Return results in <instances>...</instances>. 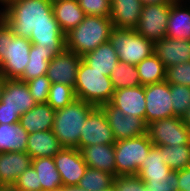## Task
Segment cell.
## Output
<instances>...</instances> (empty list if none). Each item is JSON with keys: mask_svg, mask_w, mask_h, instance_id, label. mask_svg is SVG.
Masks as SVG:
<instances>
[{"mask_svg": "<svg viewBox=\"0 0 190 191\" xmlns=\"http://www.w3.org/2000/svg\"><path fill=\"white\" fill-rule=\"evenodd\" d=\"M13 191H42L36 170L30 166L15 181Z\"/></svg>", "mask_w": 190, "mask_h": 191, "instance_id": "37", "label": "cell"}, {"mask_svg": "<svg viewBox=\"0 0 190 191\" xmlns=\"http://www.w3.org/2000/svg\"><path fill=\"white\" fill-rule=\"evenodd\" d=\"M82 60L81 56L65 48L49 62L46 76L52 84H64L74 88Z\"/></svg>", "mask_w": 190, "mask_h": 191, "instance_id": "13", "label": "cell"}, {"mask_svg": "<svg viewBox=\"0 0 190 191\" xmlns=\"http://www.w3.org/2000/svg\"><path fill=\"white\" fill-rule=\"evenodd\" d=\"M4 188V186L0 183V191Z\"/></svg>", "mask_w": 190, "mask_h": 191, "instance_id": "53", "label": "cell"}, {"mask_svg": "<svg viewBox=\"0 0 190 191\" xmlns=\"http://www.w3.org/2000/svg\"><path fill=\"white\" fill-rule=\"evenodd\" d=\"M76 98L74 88L64 84H51L47 103L58 110L72 103Z\"/></svg>", "mask_w": 190, "mask_h": 191, "instance_id": "34", "label": "cell"}, {"mask_svg": "<svg viewBox=\"0 0 190 191\" xmlns=\"http://www.w3.org/2000/svg\"><path fill=\"white\" fill-rule=\"evenodd\" d=\"M165 3H169V4H183L184 2H188L185 0H164Z\"/></svg>", "mask_w": 190, "mask_h": 191, "instance_id": "48", "label": "cell"}, {"mask_svg": "<svg viewBox=\"0 0 190 191\" xmlns=\"http://www.w3.org/2000/svg\"><path fill=\"white\" fill-rule=\"evenodd\" d=\"M6 78L0 74V101L5 87Z\"/></svg>", "mask_w": 190, "mask_h": 191, "instance_id": "46", "label": "cell"}, {"mask_svg": "<svg viewBox=\"0 0 190 191\" xmlns=\"http://www.w3.org/2000/svg\"><path fill=\"white\" fill-rule=\"evenodd\" d=\"M111 103L125 115H133L145 121L146 101L144 86L122 88L114 91Z\"/></svg>", "mask_w": 190, "mask_h": 191, "instance_id": "17", "label": "cell"}, {"mask_svg": "<svg viewBox=\"0 0 190 191\" xmlns=\"http://www.w3.org/2000/svg\"><path fill=\"white\" fill-rule=\"evenodd\" d=\"M106 114L113 136L117 141L142 136L147 133V124L142 118L125 115L111 102L100 106Z\"/></svg>", "mask_w": 190, "mask_h": 191, "instance_id": "11", "label": "cell"}, {"mask_svg": "<svg viewBox=\"0 0 190 191\" xmlns=\"http://www.w3.org/2000/svg\"><path fill=\"white\" fill-rule=\"evenodd\" d=\"M29 38L15 36L0 20V74L6 79H20L29 63Z\"/></svg>", "mask_w": 190, "mask_h": 191, "instance_id": "3", "label": "cell"}, {"mask_svg": "<svg viewBox=\"0 0 190 191\" xmlns=\"http://www.w3.org/2000/svg\"><path fill=\"white\" fill-rule=\"evenodd\" d=\"M114 178L111 173L87 167L78 186L88 191H103L113 187Z\"/></svg>", "mask_w": 190, "mask_h": 191, "instance_id": "33", "label": "cell"}, {"mask_svg": "<svg viewBox=\"0 0 190 191\" xmlns=\"http://www.w3.org/2000/svg\"><path fill=\"white\" fill-rule=\"evenodd\" d=\"M146 111L145 123L147 126L154 121L174 117L170 84L162 82L144 86Z\"/></svg>", "mask_w": 190, "mask_h": 191, "instance_id": "9", "label": "cell"}, {"mask_svg": "<svg viewBox=\"0 0 190 191\" xmlns=\"http://www.w3.org/2000/svg\"><path fill=\"white\" fill-rule=\"evenodd\" d=\"M113 131L109 126L105 112L95 107L88 115L79 139V150L82 147L96 144H115Z\"/></svg>", "mask_w": 190, "mask_h": 191, "instance_id": "12", "label": "cell"}, {"mask_svg": "<svg viewBox=\"0 0 190 191\" xmlns=\"http://www.w3.org/2000/svg\"><path fill=\"white\" fill-rule=\"evenodd\" d=\"M178 191H190V167L178 171Z\"/></svg>", "mask_w": 190, "mask_h": 191, "instance_id": "43", "label": "cell"}, {"mask_svg": "<svg viewBox=\"0 0 190 191\" xmlns=\"http://www.w3.org/2000/svg\"><path fill=\"white\" fill-rule=\"evenodd\" d=\"M52 10L64 34L76 28L86 16L78 0H52Z\"/></svg>", "mask_w": 190, "mask_h": 191, "instance_id": "22", "label": "cell"}, {"mask_svg": "<svg viewBox=\"0 0 190 191\" xmlns=\"http://www.w3.org/2000/svg\"><path fill=\"white\" fill-rule=\"evenodd\" d=\"M1 191H10V188H3Z\"/></svg>", "mask_w": 190, "mask_h": 191, "instance_id": "51", "label": "cell"}, {"mask_svg": "<svg viewBox=\"0 0 190 191\" xmlns=\"http://www.w3.org/2000/svg\"><path fill=\"white\" fill-rule=\"evenodd\" d=\"M182 120L190 128V105L188 110L183 115Z\"/></svg>", "mask_w": 190, "mask_h": 191, "instance_id": "45", "label": "cell"}, {"mask_svg": "<svg viewBox=\"0 0 190 191\" xmlns=\"http://www.w3.org/2000/svg\"><path fill=\"white\" fill-rule=\"evenodd\" d=\"M147 191H178V171L171 170L167 178L141 179Z\"/></svg>", "mask_w": 190, "mask_h": 191, "instance_id": "39", "label": "cell"}, {"mask_svg": "<svg viewBox=\"0 0 190 191\" xmlns=\"http://www.w3.org/2000/svg\"><path fill=\"white\" fill-rule=\"evenodd\" d=\"M31 166L38 174L42 191H55L63 186L53 157H39L32 159Z\"/></svg>", "mask_w": 190, "mask_h": 191, "instance_id": "27", "label": "cell"}, {"mask_svg": "<svg viewBox=\"0 0 190 191\" xmlns=\"http://www.w3.org/2000/svg\"><path fill=\"white\" fill-rule=\"evenodd\" d=\"M1 5L6 7L8 5V0H0Z\"/></svg>", "mask_w": 190, "mask_h": 191, "instance_id": "49", "label": "cell"}, {"mask_svg": "<svg viewBox=\"0 0 190 191\" xmlns=\"http://www.w3.org/2000/svg\"><path fill=\"white\" fill-rule=\"evenodd\" d=\"M114 91L109 76L92 69L83 60L81 61L74 86L77 99L100 107L111 102Z\"/></svg>", "mask_w": 190, "mask_h": 191, "instance_id": "5", "label": "cell"}, {"mask_svg": "<svg viewBox=\"0 0 190 191\" xmlns=\"http://www.w3.org/2000/svg\"><path fill=\"white\" fill-rule=\"evenodd\" d=\"M170 6L169 3L143 5L135 31L153 42L166 37Z\"/></svg>", "mask_w": 190, "mask_h": 191, "instance_id": "10", "label": "cell"}, {"mask_svg": "<svg viewBox=\"0 0 190 191\" xmlns=\"http://www.w3.org/2000/svg\"><path fill=\"white\" fill-rule=\"evenodd\" d=\"M112 28L109 17L86 15L76 28L65 34V47L82 57L108 42Z\"/></svg>", "mask_w": 190, "mask_h": 191, "instance_id": "2", "label": "cell"}, {"mask_svg": "<svg viewBox=\"0 0 190 191\" xmlns=\"http://www.w3.org/2000/svg\"><path fill=\"white\" fill-rule=\"evenodd\" d=\"M82 59L89 67L109 77L119 63L117 52L109 41L86 53Z\"/></svg>", "mask_w": 190, "mask_h": 191, "instance_id": "25", "label": "cell"}, {"mask_svg": "<svg viewBox=\"0 0 190 191\" xmlns=\"http://www.w3.org/2000/svg\"><path fill=\"white\" fill-rule=\"evenodd\" d=\"M165 80L169 84L190 87V61L166 68Z\"/></svg>", "mask_w": 190, "mask_h": 191, "instance_id": "38", "label": "cell"}, {"mask_svg": "<svg viewBox=\"0 0 190 191\" xmlns=\"http://www.w3.org/2000/svg\"><path fill=\"white\" fill-rule=\"evenodd\" d=\"M154 54L165 69L190 61V40L164 37L154 42Z\"/></svg>", "mask_w": 190, "mask_h": 191, "instance_id": "16", "label": "cell"}, {"mask_svg": "<svg viewBox=\"0 0 190 191\" xmlns=\"http://www.w3.org/2000/svg\"><path fill=\"white\" fill-rule=\"evenodd\" d=\"M28 135L19 123L0 124V153L26 152Z\"/></svg>", "mask_w": 190, "mask_h": 191, "instance_id": "26", "label": "cell"}, {"mask_svg": "<svg viewBox=\"0 0 190 191\" xmlns=\"http://www.w3.org/2000/svg\"><path fill=\"white\" fill-rule=\"evenodd\" d=\"M103 191H114L113 187L112 188H108L106 190H103Z\"/></svg>", "mask_w": 190, "mask_h": 191, "instance_id": "50", "label": "cell"}, {"mask_svg": "<svg viewBox=\"0 0 190 191\" xmlns=\"http://www.w3.org/2000/svg\"><path fill=\"white\" fill-rule=\"evenodd\" d=\"M110 79L114 90L137 87L140 84L139 73L135 65L119 61L113 70Z\"/></svg>", "mask_w": 190, "mask_h": 191, "instance_id": "32", "label": "cell"}, {"mask_svg": "<svg viewBox=\"0 0 190 191\" xmlns=\"http://www.w3.org/2000/svg\"><path fill=\"white\" fill-rule=\"evenodd\" d=\"M14 1H18V0H8V4Z\"/></svg>", "mask_w": 190, "mask_h": 191, "instance_id": "52", "label": "cell"}, {"mask_svg": "<svg viewBox=\"0 0 190 191\" xmlns=\"http://www.w3.org/2000/svg\"><path fill=\"white\" fill-rule=\"evenodd\" d=\"M85 15L110 17L111 0H78Z\"/></svg>", "mask_w": 190, "mask_h": 191, "instance_id": "40", "label": "cell"}, {"mask_svg": "<svg viewBox=\"0 0 190 191\" xmlns=\"http://www.w3.org/2000/svg\"><path fill=\"white\" fill-rule=\"evenodd\" d=\"M141 3L143 5H147V4H162L165 2H164V0H141Z\"/></svg>", "mask_w": 190, "mask_h": 191, "instance_id": "47", "label": "cell"}, {"mask_svg": "<svg viewBox=\"0 0 190 191\" xmlns=\"http://www.w3.org/2000/svg\"><path fill=\"white\" fill-rule=\"evenodd\" d=\"M34 101L38 103H47L51 82L46 75L36 77L26 81Z\"/></svg>", "mask_w": 190, "mask_h": 191, "instance_id": "36", "label": "cell"}, {"mask_svg": "<svg viewBox=\"0 0 190 191\" xmlns=\"http://www.w3.org/2000/svg\"><path fill=\"white\" fill-rule=\"evenodd\" d=\"M54 110L48 103H38L20 116L19 124L28 134L53 129Z\"/></svg>", "mask_w": 190, "mask_h": 191, "instance_id": "21", "label": "cell"}, {"mask_svg": "<svg viewBox=\"0 0 190 191\" xmlns=\"http://www.w3.org/2000/svg\"><path fill=\"white\" fill-rule=\"evenodd\" d=\"M61 191H88L78 185L75 186H62Z\"/></svg>", "mask_w": 190, "mask_h": 191, "instance_id": "44", "label": "cell"}, {"mask_svg": "<svg viewBox=\"0 0 190 191\" xmlns=\"http://www.w3.org/2000/svg\"><path fill=\"white\" fill-rule=\"evenodd\" d=\"M20 115L9 108H2V102L0 101V124H12L19 123Z\"/></svg>", "mask_w": 190, "mask_h": 191, "instance_id": "42", "label": "cell"}, {"mask_svg": "<svg viewBox=\"0 0 190 191\" xmlns=\"http://www.w3.org/2000/svg\"><path fill=\"white\" fill-rule=\"evenodd\" d=\"M142 86L165 80L166 69L161 60L153 53L136 65Z\"/></svg>", "mask_w": 190, "mask_h": 191, "instance_id": "30", "label": "cell"}, {"mask_svg": "<svg viewBox=\"0 0 190 191\" xmlns=\"http://www.w3.org/2000/svg\"><path fill=\"white\" fill-rule=\"evenodd\" d=\"M1 102L2 108L14 110L20 116L37 104L26 82L20 79H6Z\"/></svg>", "mask_w": 190, "mask_h": 191, "instance_id": "15", "label": "cell"}, {"mask_svg": "<svg viewBox=\"0 0 190 191\" xmlns=\"http://www.w3.org/2000/svg\"><path fill=\"white\" fill-rule=\"evenodd\" d=\"M63 186H75L83 177L87 165L76 148H63L53 156Z\"/></svg>", "mask_w": 190, "mask_h": 191, "instance_id": "14", "label": "cell"}, {"mask_svg": "<svg viewBox=\"0 0 190 191\" xmlns=\"http://www.w3.org/2000/svg\"><path fill=\"white\" fill-rule=\"evenodd\" d=\"M114 191H147L145 182L137 175H119L113 181Z\"/></svg>", "mask_w": 190, "mask_h": 191, "instance_id": "41", "label": "cell"}, {"mask_svg": "<svg viewBox=\"0 0 190 191\" xmlns=\"http://www.w3.org/2000/svg\"><path fill=\"white\" fill-rule=\"evenodd\" d=\"M166 37L190 40V5L188 3L171 4Z\"/></svg>", "mask_w": 190, "mask_h": 191, "instance_id": "24", "label": "cell"}, {"mask_svg": "<svg viewBox=\"0 0 190 191\" xmlns=\"http://www.w3.org/2000/svg\"><path fill=\"white\" fill-rule=\"evenodd\" d=\"M96 106L80 99L55 112L53 133L64 148L79 149L80 133L89 113Z\"/></svg>", "mask_w": 190, "mask_h": 191, "instance_id": "4", "label": "cell"}, {"mask_svg": "<svg viewBox=\"0 0 190 191\" xmlns=\"http://www.w3.org/2000/svg\"><path fill=\"white\" fill-rule=\"evenodd\" d=\"M162 151L164 163L173 171L190 166V144L177 146H158Z\"/></svg>", "mask_w": 190, "mask_h": 191, "instance_id": "31", "label": "cell"}, {"mask_svg": "<svg viewBox=\"0 0 190 191\" xmlns=\"http://www.w3.org/2000/svg\"><path fill=\"white\" fill-rule=\"evenodd\" d=\"M109 43L117 52L119 61L137 65L154 53V42L138 34L135 29L113 27Z\"/></svg>", "mask_w": 190, "mask_h": 191, "instance_id": "6", "label": "cell"}, {"mask_svg": "<svg viewBox=\"0 0 190 191\" xmlns=\"http://www.w3.org/2000/svg\"><path fill=\"white\" fill-rule=\"evenodd\" d=\"M62 51H43L37 44H32L29 54V63L20 80L26 82L30 79L44 76L49 67V62Z\"/></svg>", "mask_w": 190, "mask_h": 191, "instance_id": "28", "label": "cell"}, {"mask_svg": "<svg viewBox=\"0 0 190 191\" xmlns=\"http://www.w3.org/2000/svg\"><path fill=\"white\" fill-rule=\"evenodd\" d=\"M170 93L174 116L182 118L190 105V87L170 84Z\"/></svg>", "mask_w": 190, "mask_h": 191, "instance_id": "35", "label": "cell"}, {"mask_svg": "<svg viewBox=\"0 0 190 191\" xmlns=\"http://www.w3.org/2000/svg\"><path fill=\"white\" fill-rule=\"evenodd\" d=\"M153 145L148 133L115 142L116 176L137 175Z\"/></svg>", "mask_w": 190, "mask_h": 191, "instance_id": "7", "label": "cell"}, {"mask_svg": "<svg viewBox=\"0 0 190 191\" xmlns=\"http://www.w3.org/2000/svg\"><path fill=\"white\" fill-rule=\"evenodd\" d=\"M15 36L29 38L43 51H63L65 34L54 17L52 0H18L0 9Z\"/></svg>", "mask_w": 190, "mask_h": 191, "instance_id": "1", "label": "cell"}, {"mask_svg": "<svg viewBox=\"0 0 190 191\" xmlns=\"http://www.w3.org/2000/svg\"><path fill=\"white\" fill-rule=\"evenodd\" d=\"M80 152L89 168L102 170L116 177L114 144L88 145L82 147Z\"/></svg>", "mask_w": 190, "mask_h": 191, "instance_id": "20", "label": "cell"}, {"mask_svg": "<svg viewBox=\"0 0 190 191\" xmlns=\"http://www.w3.org/2000/svg\"><path fill=\"white\" fill-rule=\"evenodd\" d=\"M142 9L141 0H111L109 18L115 28L135 29L138 26Z\"/></svg>", "mask_w": 190, "mask_h": 191, "instance_id": "19", "label": "cell"}, {"mask_svg": "<svg viewBox=\"0 0 190 191\" xmlns=\"http://www.w3.org/2000/svg\"><path fill=\"white\" fill-rule=\"evenodd\" d=\"M63 148L53 130L39 131L28 135L26 152L32 159L53 157Z\"/></svg>", "mask_w": 190, "mask_h": 191, "instance_id": "23", "label": "cell"}, {"mask_svg": "<svg viewBox=\"0 0 190 191\" xmlns=\"http://www.w3.org/2000/svg\"><path fill=\"white\" fill-rule=\"evenodd\" d=\"M32 158L27 152L0 153V183L12 188L17 178L31 166Z\"/></svg>", "mask_w": 190, "mask_h": 191, "instance_id": "18", "label": "cell"}, {"mask_svg": "<svg viewBox=\"0 0 190 191\" xmlns=\"http://www.w3.org/2000/svg\"><path fill=\"white\" fill-rule=\"evenodd\" d=\"M170 171L171 168L164 163L162 151L158 146L153 145L140 166L137 176L140 179H165Z\"/></svg>", "mask_w": 190, "mask_h": 191, "instance_id": "29", "label": "cell"}, {"mask_svg": "<svg viewBox=\"0 0 190 191\" xmlns=\"http://www.w3.org/2000/svg\"><path fill=\"white\" fill-rule=\"evenodd\" d=\"M147 133L155 146H177L190 144V128L181 117H170L151 122Z\"/></svg>", "mask_w": 190, "mask_h": 191, "instance_id": "8", "label": "cell"}]
</instances>
